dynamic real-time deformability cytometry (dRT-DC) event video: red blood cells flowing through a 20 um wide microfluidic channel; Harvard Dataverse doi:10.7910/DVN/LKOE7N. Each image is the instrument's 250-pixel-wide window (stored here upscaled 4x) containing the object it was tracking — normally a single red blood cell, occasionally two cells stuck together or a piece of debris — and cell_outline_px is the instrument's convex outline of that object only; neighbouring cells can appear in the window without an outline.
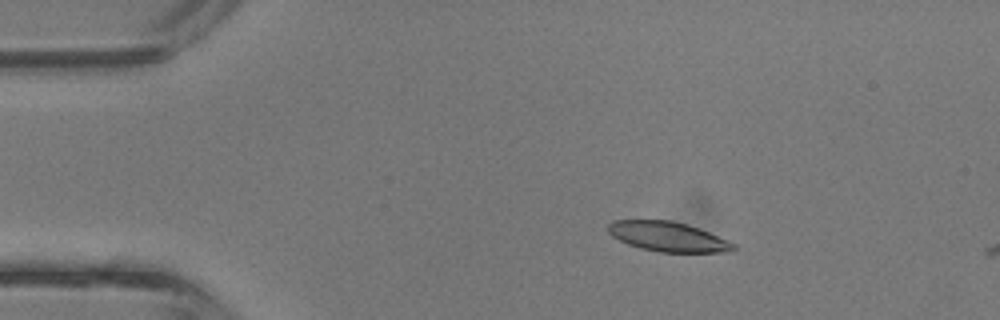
{"species": "common noctule bat (a hibernating species)", "species_latin": "Nyctalus noctula", "temperature_condition": "room temperature", "stored_images_in_passage": 3, "camera_frame_rate_fps": 3000, "um_per_image_px": 0.085, "animal": {"sex": "male", "body_mass_g": 13.3}, "frame": {"image": 1, "passage_image": 2, "time_ms": 0.333, "image_size_px": [1000, 320], "cell_outline_px": [[736, 248], [732, 252], [660, 252], [640, 248], [628, 244], [612, 236], [608, 232], [608, 224], [612, 220], [672, 220], [688, 224], [700, 228], [728, 240], [736, 244]], "centroid_in_image_um": [56.8, 20.11], "position_along_channel_um": 28.2, "area_um2": 21.91}}